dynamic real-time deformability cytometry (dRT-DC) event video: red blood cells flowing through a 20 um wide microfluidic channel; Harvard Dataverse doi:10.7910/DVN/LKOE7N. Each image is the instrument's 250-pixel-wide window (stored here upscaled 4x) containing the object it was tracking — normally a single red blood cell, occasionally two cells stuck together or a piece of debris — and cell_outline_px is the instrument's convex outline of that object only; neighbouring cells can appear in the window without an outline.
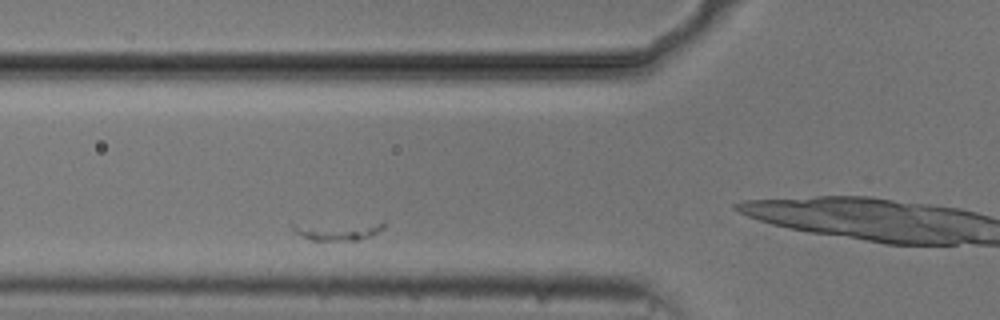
{"species": "common noctule bat (a hibernating species)", "species_latin": "Nyctalus noctula", "temperature_condition": "cold", "stored_images_in_passage": 39, "camera_frame_rate_fps": 3000, "um_per_image_px": 0.085, "animal": {"sex": "male", "body_mass_g": 20.5, "forearm_length_mm": 52.5}, "frame": {"image": 1, "passage_image": 10, "time_ms": 3.0, "image_size_px": [1000, 320], "cell_outline_px": [[384, 228], [368, 236], [356, 240], [312, 240], [300, 236], [292, 228], [292, 224], [384, 220]], "centroid_in_image_um": [28.77, 19.56], "position_along_channel_um": 97.0, "area_um2": 10.23}}
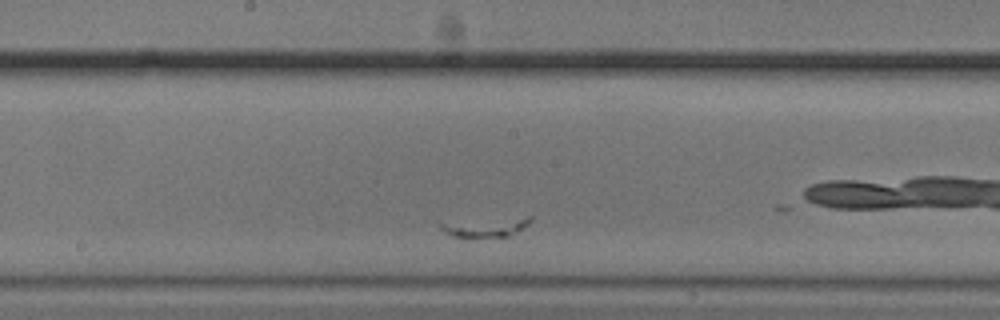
{"frame": {"image": 2, "passage_image": 20, "time_ms": 6.333, "image_size_px": [1000, 320], "cell_outline_px": [[532, 220], [528, 224], [516, 232], [508, 236], [468, 240], [452, 236], [444, 232], [440, 228], [440, 224], [528, 216], [532, 216]], "centroid_in_image_um": [41.31, 19.37], "position_along_channel_um": 206.9, "area_um2": 10.06}}
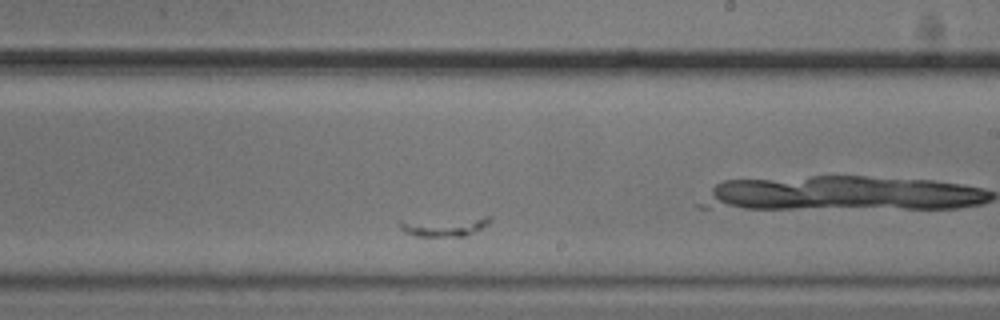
{"frame": {"image": 3, "passage_image": 24, "time_ms": 7.667, "image_size_px": [1000, 320], "cell_outline_px": [[492, 216], [488, 224], [464, 236], [416, 236], [404, 232], [400, 228], [400, 220], [484, 216]], "centroid_in_image_um": [37.75, 19.22], "position_along_channel_um": 251.3, "area_um2": 10.23}}